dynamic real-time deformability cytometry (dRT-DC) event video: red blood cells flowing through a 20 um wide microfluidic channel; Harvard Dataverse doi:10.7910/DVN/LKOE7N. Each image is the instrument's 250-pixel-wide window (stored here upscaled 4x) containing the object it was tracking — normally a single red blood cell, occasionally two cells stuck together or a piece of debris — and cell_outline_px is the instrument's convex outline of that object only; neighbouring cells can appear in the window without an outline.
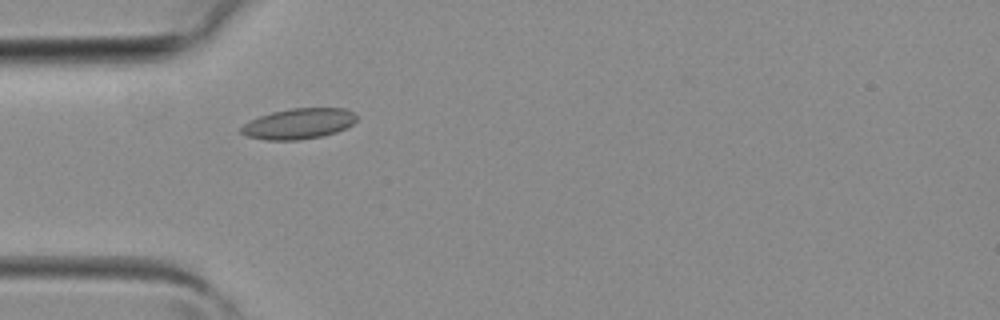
{"species": "common noctule bat (a hibernating species)", "species_latin": "Nyctalus noctula", "temperature_condition": "room temperature", "stored_images_in_passage": 2, "camera_frame_rate_fps": 3000, "um_per_image_px": 0.085, "animal": {"sex": "female", "body_mass_g": 19.3, "forearm_length_mm": 54.1}, "frame": {"image": 1, "passage_image": 1, "time_ms": 0.0, "image_size_px": [1000, 320], "cell_outline_px": [[356, 120], [352, 124], [336, 132], [324, 136], [296, 140], [268, 140], [248, 136], [240, 132], [240, 128], [244, 124], [260, 116], [272, 112], [292, 108], [344, 108], [352, 112], [356, 116]], "centroid_in_image_um": [25.39, 10.51], "position_along_channel_um": 59.6, "area_um2": 20.35}}
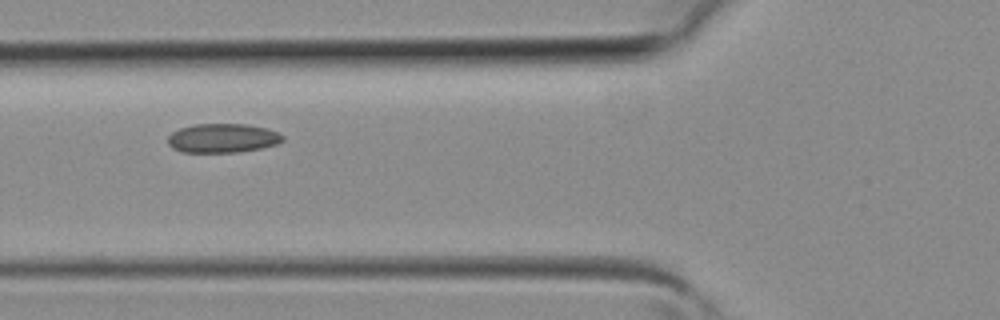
{"frame": {"image": 2, "passage_image": 2, "time_ms": 0.333, "image_size_px": [1000, 320], "cell_outline_px": [[284, 140], [276, 144], [260, 148], [240, 152], [180, 152], [172, 148], [168, 144], [168, 136], [172, 132], [180, 128], [196, 124], [248, 124], [268, 128], [284, 136]], "centroid_in_image_um": [18.91, 11.74], "position_along_channel_um": 106.9, "area_um2": 19.54}}